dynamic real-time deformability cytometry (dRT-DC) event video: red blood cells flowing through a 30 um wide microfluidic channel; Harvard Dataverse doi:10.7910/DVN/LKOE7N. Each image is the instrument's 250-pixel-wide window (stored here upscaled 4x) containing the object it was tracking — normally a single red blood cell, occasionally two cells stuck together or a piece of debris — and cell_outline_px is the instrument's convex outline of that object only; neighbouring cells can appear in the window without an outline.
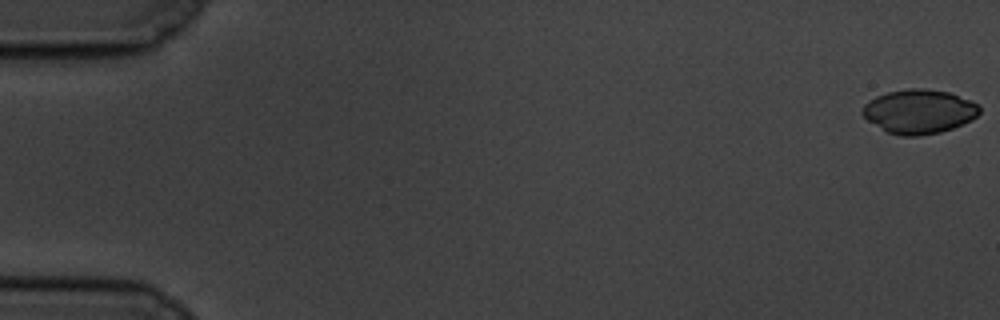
{"species": "common noctule bat (a hibernating species)", "species_latin": "Nyctalus noctula", "temperature_condition": "cold", "stored_images_in_passage": 8, "camera_frame_rate_fps": 3000, "um_per_image_px": 0.085, "animal": {"sex": "male", "body_mass_g": 19.5, "forearm_length_mm": 54.6}, "frame": {"image": 1, "passage_image": 1, "time_ms": 0.0, "image_size_px": [1000, 320], "cell_outline_px": [[980, 112], [972, 120], [964, 124], [940, 132], [920, 136], [900, 136], [888, 132], [868, 120], [860, 112], [864, 104], [868, 100], [876, 96], [888, 92], [908, 88], [924, 88], [948, 92], [980, 104]], "centroid_in_image_um": [78.12, 9.47], "position_along_channel_um": 6.9, "area_um2": 30.17}}